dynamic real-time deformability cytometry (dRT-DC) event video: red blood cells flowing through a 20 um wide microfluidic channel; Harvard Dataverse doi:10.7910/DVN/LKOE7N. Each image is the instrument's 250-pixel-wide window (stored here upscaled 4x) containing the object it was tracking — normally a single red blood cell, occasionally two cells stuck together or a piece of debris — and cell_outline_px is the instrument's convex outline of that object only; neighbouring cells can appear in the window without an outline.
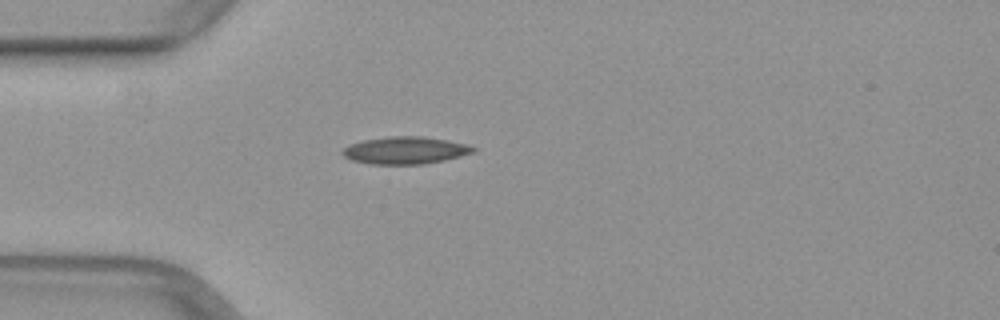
{"species": "common noctule bat (a hibernating species)", "species_latin": "Nyctalus noctula", "temperature_condition": "warm", "stored_images_in_passage": 37, "camera_frame_rate_fps": 3000, "um_per_image_px": 0.085, "animal": {"sex": "female", "body_mass_g": 29.2, "forearm_length_mm": 56.3}, "frame": {"image": 1, "passage_image": 1, "time_ms": 0.0, "image_size_px": [1000, 320], "cell_outline_px": [[476, 152], [444, 160], [420, 164], [372, 164], [352, 160], [344, 156], [340, 152], [344, 148], [352, 144], [364, 140], [388, 136], [424, 136], [448, 140], [464, 144], [476, 148]], "centroid_in_image_um": [34.45, 12.77], "position_along_channel_um": 50.5, "area_um2": 20.63}}
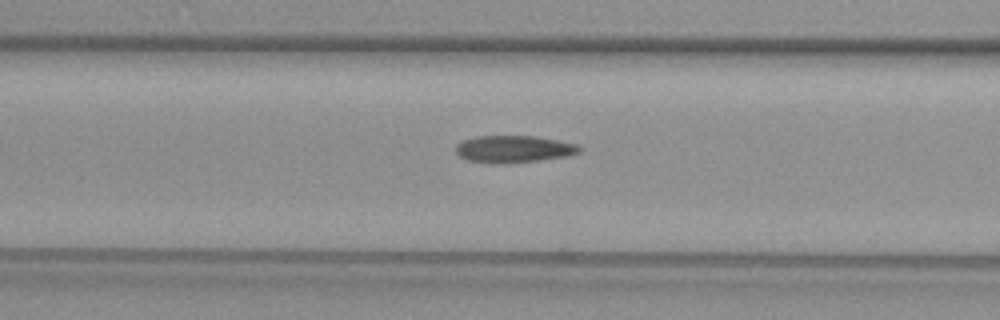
{"frame": {"image": 2, "passage_image": 7, "time_ms": 2.0, "image_size_px": [1000, 320], "cell_outline_px": [[584, 148], [580, 152], [568, 156], [536, 160], [492, 164], [468, 160], [460, 156], [456, 152], [456, 144], [464, 140], [476, 136], [532, 136], [556, 140], [576, 144]], "centroid_in_image_um": [43.66, 12.66], "position_along_channel_um": 122.9, "area_um2": 19.31}}
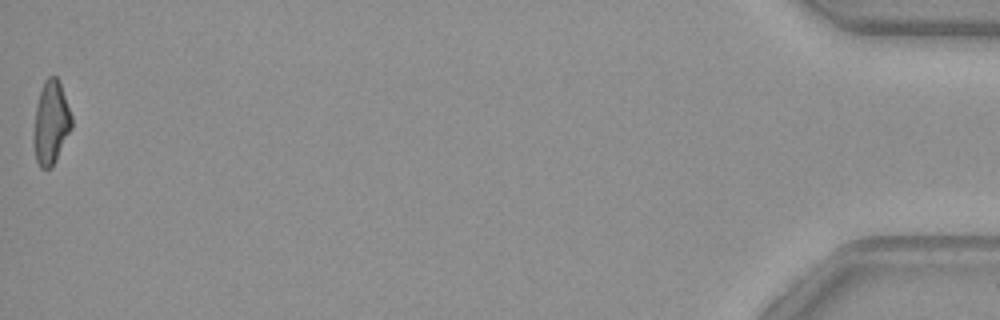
{"frame": {"image": 3, "passage_image": 37, "time_ms": 12.0, "image_size_px": [1000, 320], "cell_outline_px": [[72, 128], [52, 168], [40, 168], [36, 160], [32, 140], [36, 104], [44, 80], [48, 76], [56, 76], [60, 80], [72, 116]], "centroid_in_image_um": [4.33, 10.42], "position_along_channel_um": 430.9, "area_um2": 18.79}}